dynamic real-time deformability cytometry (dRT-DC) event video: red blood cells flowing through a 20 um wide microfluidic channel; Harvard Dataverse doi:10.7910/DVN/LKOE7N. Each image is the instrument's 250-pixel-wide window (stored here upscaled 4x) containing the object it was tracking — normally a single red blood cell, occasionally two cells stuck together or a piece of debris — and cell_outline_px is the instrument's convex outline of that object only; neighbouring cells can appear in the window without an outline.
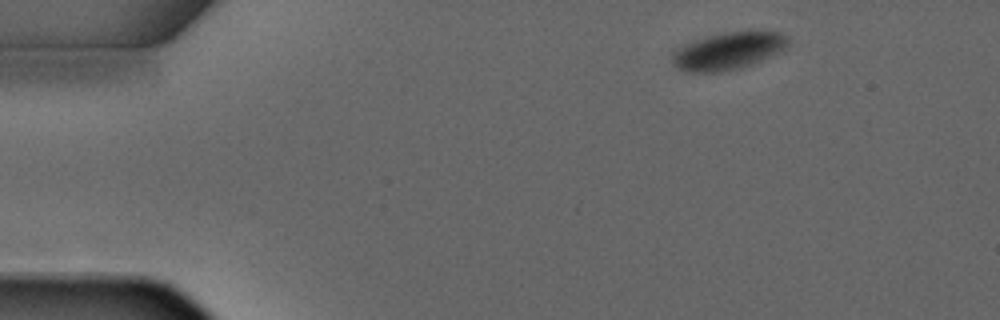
{"species": "common noctule bat (a hibernating species)", "species_latin": "Nyctalus noctula", "temperature_condition": "warm", "stored_images_in_passage": 3, "camera_frame_rate_fps": 3000, "um_per_image_px": 0.085, "animal": {"sex": "male", "forearm_length_mm": 52.5}, "frame": {"image": 1, "passage_image": 1, "time_ms": 0.0, "image_size_px": [1000, 320], "cell_outline_px": [[788, 48], [760, 60], [736, 68], [716, 72], [688, 72], [680, 68], [672, 60], [672, 52], [680, 44], [708, 36], [724, 32], [752, 28], [756, 28], [780, 32], [788, 40]], "centroid_in_image_um": [61.92, 4.26], "position_along_channel_um": 23.1, "area_um2": 25.49}}
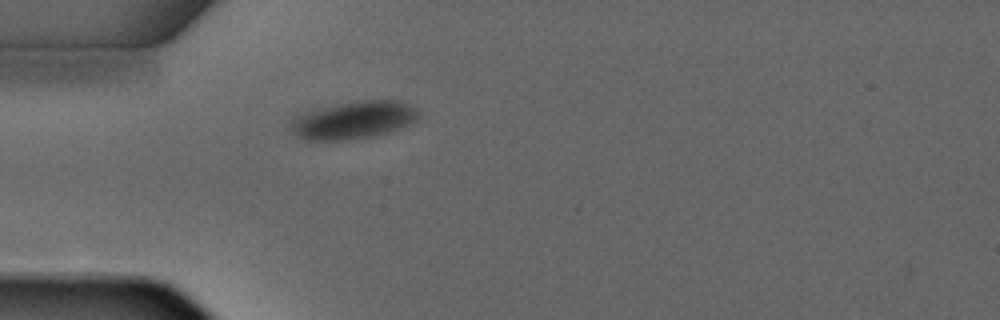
{"frame": {"image": 2, "passage_image": 3, "time_ms": 2.333, "image_size_px": [1000, 320], "cell_outline_px": [[420, 116], [416, 120], [400, 128], [388, 132], [372, 136], [340, 140], [308, 140], [292, 132], [288, 124], [300, 112], [336, 104], [360, 100], [400, 100], [416, 108]], "centroid_in_image_um": [30.03, 10.18], "position_along_channel_um": 55.0, "area_um2": 28.03}}